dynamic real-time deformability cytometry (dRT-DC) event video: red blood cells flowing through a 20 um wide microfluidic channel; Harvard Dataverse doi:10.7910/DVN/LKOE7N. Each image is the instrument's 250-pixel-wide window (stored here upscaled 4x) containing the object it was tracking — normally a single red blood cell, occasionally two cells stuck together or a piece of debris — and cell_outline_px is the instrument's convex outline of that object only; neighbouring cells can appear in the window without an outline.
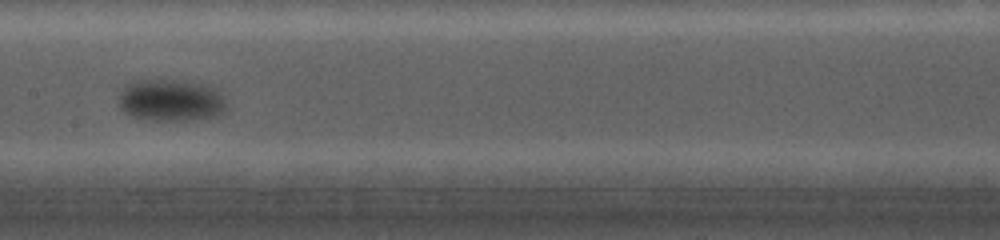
{"species": "common noctule bat (a hibernating species)", "species_latin": "Nyctalus noctula", "temperature_condition": "cold", "stored_images_in_passage": 20, "camera_frame_rate_fps": 5000, "um_per_image_px": 0.085, "animal": {"sex": "female", "body_mass_g": 19.0, "forearm_length_mm": 56.7}, "frame": {"image": 1, "passage_image": 9, "time_ms": 3.4, "image_size_px": [1000, 240], "cell_outline_px": [[228, 108], [220, 116], [200, 120], [152, 120], [132, 116], [124, 112], [120, 108], [120, 96], [124, 88], [140, 80], [160, 80], [208, 88], [220, 96]], "centroid_in_image_um": [14.5, 8.62], "position_along_channel_um": 192.9, "area_um2": 25.03}}
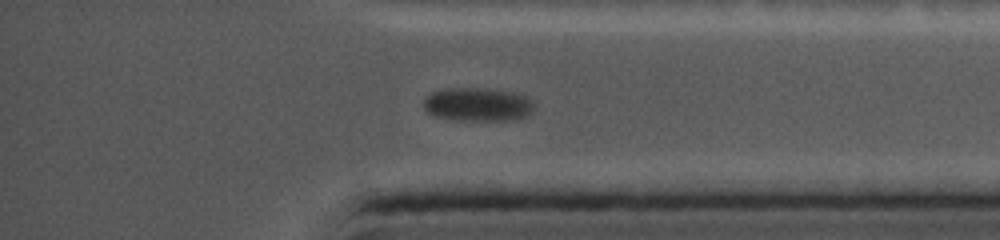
{"frame": {"image": 2, "passage_image": 20, "time_ms": 9.2, "image_size_px": [1000, 240], "cell_outline_px": [[536, 104], [532, 112], [528, 116], [516, 120], [452, 120], [436, 116], [428, 112], [424, 108], [424, 100], [432, 92], [448, 88], [484, 88], [512, 92], [528, 96]], "centroid_in_image_um": [40.67, 8.88], "position_along_channel_um": 394.5, "area_um2": 21.85}}